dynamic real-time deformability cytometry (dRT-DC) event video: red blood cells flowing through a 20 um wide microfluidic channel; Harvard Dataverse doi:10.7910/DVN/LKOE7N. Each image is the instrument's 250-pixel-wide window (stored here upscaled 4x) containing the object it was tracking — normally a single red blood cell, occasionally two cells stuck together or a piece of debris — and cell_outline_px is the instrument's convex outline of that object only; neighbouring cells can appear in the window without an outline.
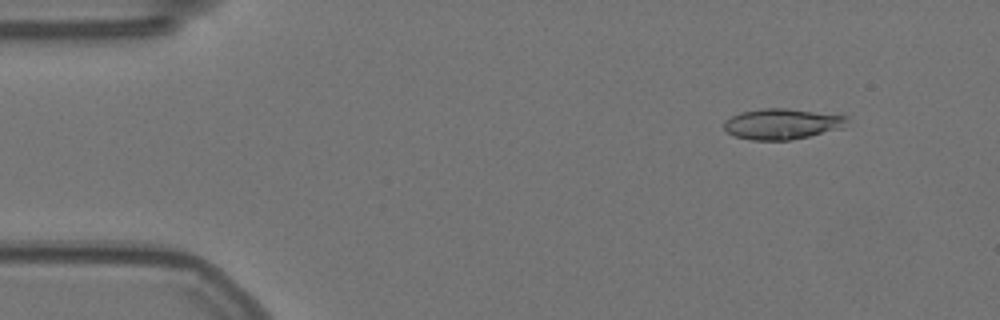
{"species": "Egyptian fruit bat (a non-hibernating species)", "species_latin": "Rousettus aegyptiacus", "temperature_condition": "warm", "stored_images_in_passage": 53, "camera_frame_rate_fps": 3000, "um_per_image_px": 0.085, "animal": {"sex": "female"}, "frame": {"image": 1, "passage_image": 6, "time_ms": 1.667, "image_size_px": [1000, 320], "cell_outline_px": [[848, 120], [844, 128], [808, 136], [788, 140], [752, 140], [736, 136], [728, 132], [724, 128], [724, 120], [740, 112], [760, 108], [784, 108], [848, 116]], "centroid_in_image_um": [66.47, 10.53], "position_along_channel_um": 18.5, "area_um2": 21.91}}
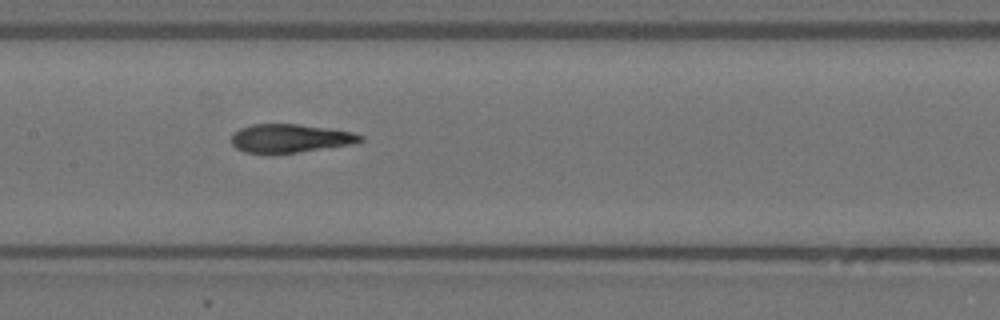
{"frame": {"image": 2, "passage_image": 27, "time_ms": 8.667, "image_size_px": [1000, 320], "cell_outline_px": [[364, 140], [352, 144], [296, 152], [244, 152], [236, 148], [232, 144], [232, 132], [240, 128], [252, 124], [296, 124], [352, 132], [364, 136]], "centroid_in_image_um": [24.64, 11.74], "position_along_channel_um": 182.8, "area_um2": 20.92}}
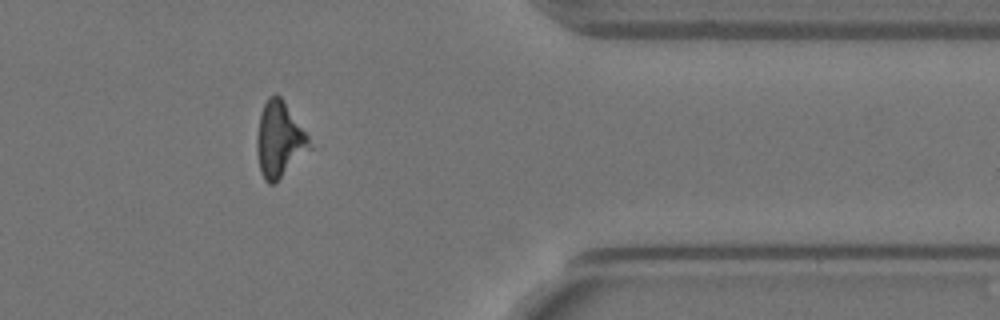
{"frame": {"image": 3, "passage_image": 46, "time_ms": 15.0, "image_size_px": [1000, 320], "cell_outline_px": [[312, 148], [272, 184], [268, 184], [264, 180], [260, 172], [256, 152], [256, 140], [260, 116], [264, 104], [268, 96], [276, 92], [280, 96], [308, 136]], "centroid_in_image_um": [23.72, 11.86], "position_along_channel_um": 387.7, "area_um2": 22.83}, "authors_computed_cell_mechanics": {"area_um2": 22.0796, "velocity_mm_per_s": 3.5612, "shape_relaxation_time_tau1_ms": 5.5906, "shape_relaxation_time_tau2_ms": 7.725, "deformation_change_tau1": 0.1506, "deformation_change_tau2": 0.1807}}